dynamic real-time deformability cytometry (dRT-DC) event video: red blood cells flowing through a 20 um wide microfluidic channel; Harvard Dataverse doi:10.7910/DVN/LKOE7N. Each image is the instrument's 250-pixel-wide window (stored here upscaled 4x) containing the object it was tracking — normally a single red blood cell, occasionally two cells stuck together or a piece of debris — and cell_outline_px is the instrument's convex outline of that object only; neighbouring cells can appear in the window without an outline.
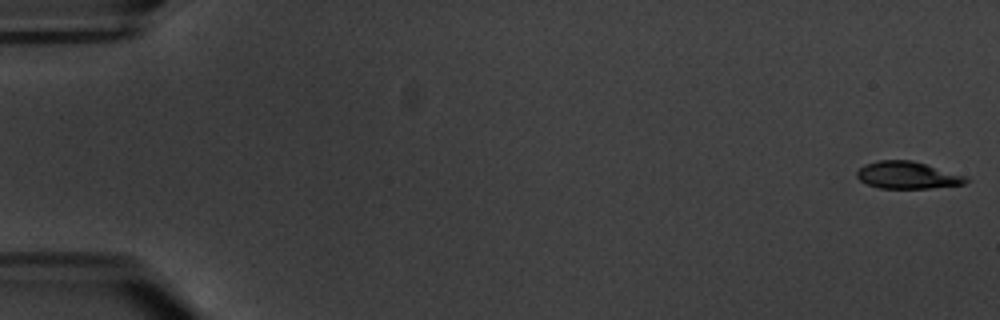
{"species": "common noctule bat (a hibernating species)", "species_latin": "Nyctalus noctula", "temperature_condition": "warm", "stored_images_in_passage": 6, "camera_frame_rate_fps": 3000, "um_per_image_px": 0.085, "animal": {"sex": "male", "body_mass_g": 20.1, "forearm_length_mm": 53.5}, "frame": {"image": 1, "passage_image": 1, "time_ms": 0.0, "image_size_px": [1000, 320], "cell_outline_px": [[972, 180], [964, 184], [932, 188], [880, 188], [868, 184], [860, 180], [856, 176], [856, 172], [864, 164], [880, 160], [912, 160], [968, 176]], "centroid_in_image_um": [77.18, 14.89], "position_along_channel_um": 7.8, "area_um2": 17.4}}